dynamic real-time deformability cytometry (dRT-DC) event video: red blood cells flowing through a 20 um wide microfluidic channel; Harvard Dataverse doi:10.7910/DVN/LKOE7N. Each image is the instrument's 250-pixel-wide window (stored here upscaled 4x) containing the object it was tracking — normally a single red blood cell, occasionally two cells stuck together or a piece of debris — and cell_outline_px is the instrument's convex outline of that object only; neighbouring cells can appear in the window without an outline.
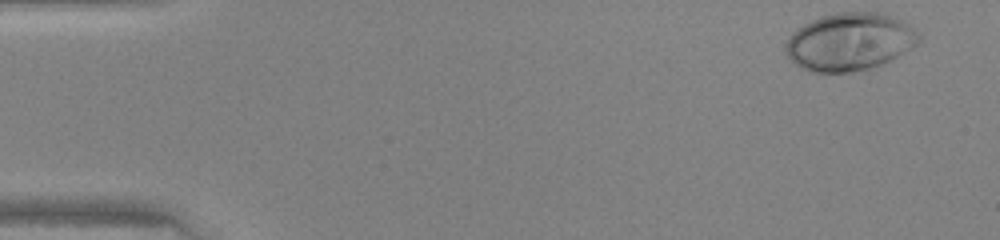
{"species": "human", "species_latin": "Homo sapiens", "temperature_condition": "warm", "stored_images_in_passage": 45, "camera_frame_rate_fps": 3000, "um_per_image_px": 0.085, "donor": {"sex": "female"}, "frame": {"image": 1, "passage_image": 1, "time_ms": 0.0, "image_size_px": [1000, 240], "cell_outline_px": [[920, 40], [912, 48], [892, 60], [884, 64], [872, 68], [848, 72], [808, 72], [800, 68], [784, 52], [784, 44], [796, 28], [820, 16], [840, 12], [888, 12], [904, 20], [920, 36]], "centroid_in_image_um": [72.23, 3.54], "position_along_channel_um": 12.8, "area_um2": 45.37}}
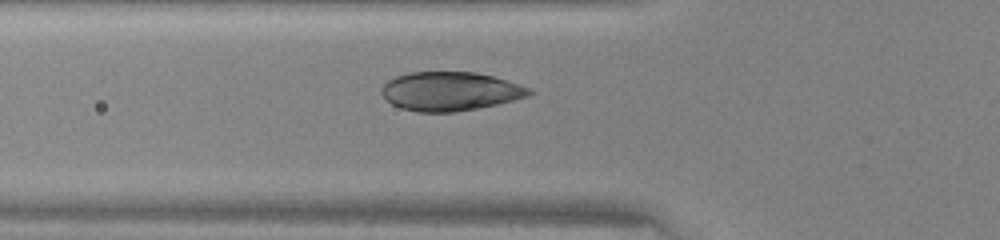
{"frame": {"image": 2, "passage_image": 15, "time_ms": 4.667, "image_size_px": [1000, 240], "cell_outline_px": [[532, 92], [528, 96], [496, 104], [476, 108], [452, 112], [416, 112], [400, 108], [392, 104], [380, 92], [380, 88], [388, 80], [396, 76], [412, 72], [476, 72], [508, 80], [532, 88]], "centroid_in_image_um": [38.25, 7.75], "position_along_channel_um": 87.6, "area_um2": 33.35}}
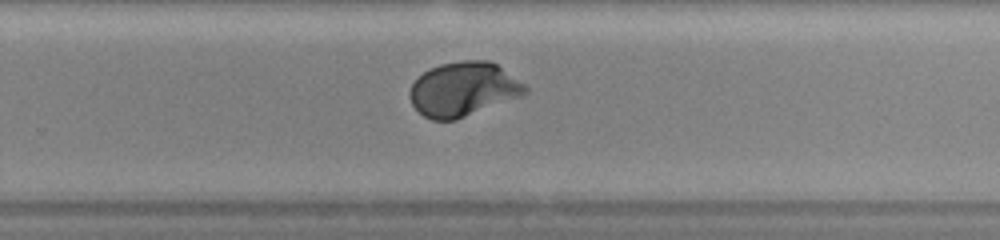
{"frame": {"image": 3, "passage_image": 29, "time_ms": 9.333, "image_size_px": [1000, 240], "cell_outline_px": [[528, 92], [524, 96], [456, 120], [432, 120], [424, 116], [412, 104], [408, 96], [408, 92], [412, 84], [424, 72], [440, 64], [460, 60], [488, 60], [496, 64], [524, 84], [528, 88]], "centroid_in_image_um": [39.39, 7.6], "position_along_channel_um": 290.4, "area_um2": 36.53}}